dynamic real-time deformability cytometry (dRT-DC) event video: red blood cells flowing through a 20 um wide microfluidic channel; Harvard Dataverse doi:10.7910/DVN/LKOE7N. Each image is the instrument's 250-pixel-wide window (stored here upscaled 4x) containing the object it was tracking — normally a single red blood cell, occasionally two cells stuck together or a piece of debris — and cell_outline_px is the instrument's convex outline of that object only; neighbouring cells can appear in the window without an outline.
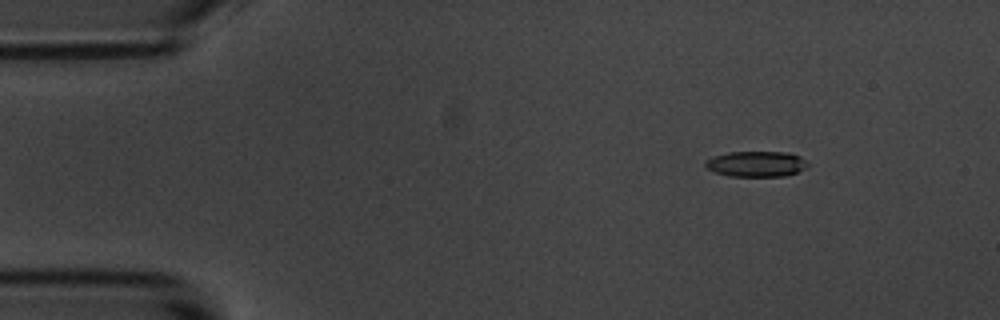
{"species": "common noctule bat (a hibernating species)", "species_latin": "Nyctalus noctula", "temperature_condition": "room temperature", "stored_images_in_passage": 2, "camera_frame_rate_fps": 3000, "um_per_image_px": 0.085, "animal": {"sex": "male", "body_mass_g": 20.1, "forearm_length_mm": 53.5}, "frame": {"image": 1, "passage_image": 1, "time_ms": 0.0, "image_size_px": [1000, 320], "cell_outline_px": [[808, 164], [804, 168], [796, 172], [784, 176], [728, 176], [716, 172], [708, 168], [704, 164], [704, 160], [728, 152], [788, 152], [800, 156]], "centroid_in_image_um": [64.27, 13.93], "position_along_channel_um": 20.7, "area_um2": 15.09}}